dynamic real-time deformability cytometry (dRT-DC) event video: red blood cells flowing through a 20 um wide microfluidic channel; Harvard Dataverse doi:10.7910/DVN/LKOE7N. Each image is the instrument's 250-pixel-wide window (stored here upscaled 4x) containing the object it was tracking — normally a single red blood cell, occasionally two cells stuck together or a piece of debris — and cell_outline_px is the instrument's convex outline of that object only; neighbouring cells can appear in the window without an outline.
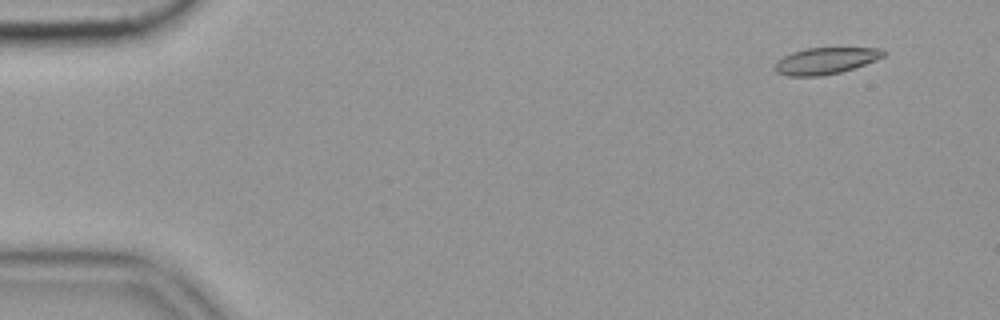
{"species": "common noctule bat (a hibernating species)", "species_latin": "Nyctalus noctula", "temperature_condition": "cold", "stored_images_in_passage": 10, "camera_frame_rate_fps": 3000, "um_per_image_px": 0.085, "animal": {"sex": "female", "body_mass_g": 19.9}, "frame": {"image": 1, "passage_image": 4, "time_ms": 1.0, "image_size_px": [1000, 320], "cell_outline_px": [[888, 52], [884, 56], [876, 60], [840, 72], [820, 76], [788, 76], [776, 72], [772, 68], [776, 60], [792, 52], [804, 48], [880, 48]], "centroid_in_image_um": [70.13, 5.16], "position_along_channel_um": 14.9, "area_um2": 16.88}}